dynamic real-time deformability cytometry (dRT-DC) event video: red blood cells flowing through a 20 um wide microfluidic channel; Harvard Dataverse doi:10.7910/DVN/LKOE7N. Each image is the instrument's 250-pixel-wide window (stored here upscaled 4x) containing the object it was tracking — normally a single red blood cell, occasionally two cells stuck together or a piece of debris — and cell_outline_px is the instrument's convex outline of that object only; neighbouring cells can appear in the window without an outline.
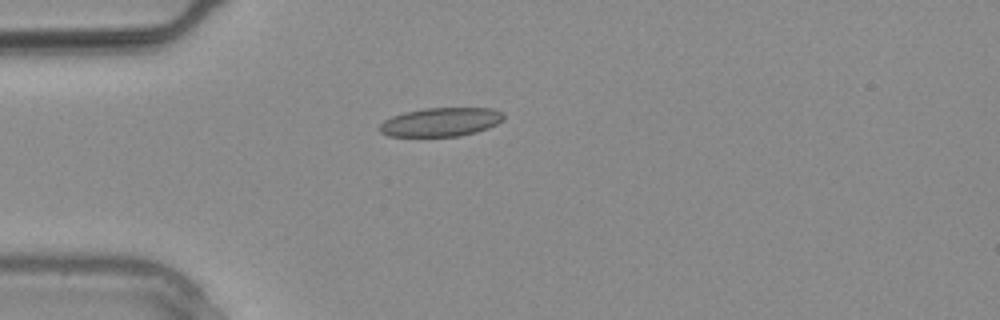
{"species": "common noctule bat (a hibernating species)", "species_latin": "Nyctalus noctula", "temperature_condition": "warm", "stored_images_in_passage": 1, "camera_frame_rate_fps": 3000, "um_per_image_px": 0.085, "animal": {"sex": "male", "body_mass_g": 20.4}, "frame": {"image": 1, "passage_image": 1, "time_ms": 0.0, "image_size_px": [1000, 320], "cell_outline_px": [[504, 120], [488, 128], [476, 132], [460, 136], [388, 136], [380, 132], [380, 124], [384, 120], [392, 116], [404, 112], [424, 108], [492, 108], [504, 112]], "centroid_in_image_um": [37.49, 10.36], "position_along_channel_um": 47.5, "area_um2": 20.87}}